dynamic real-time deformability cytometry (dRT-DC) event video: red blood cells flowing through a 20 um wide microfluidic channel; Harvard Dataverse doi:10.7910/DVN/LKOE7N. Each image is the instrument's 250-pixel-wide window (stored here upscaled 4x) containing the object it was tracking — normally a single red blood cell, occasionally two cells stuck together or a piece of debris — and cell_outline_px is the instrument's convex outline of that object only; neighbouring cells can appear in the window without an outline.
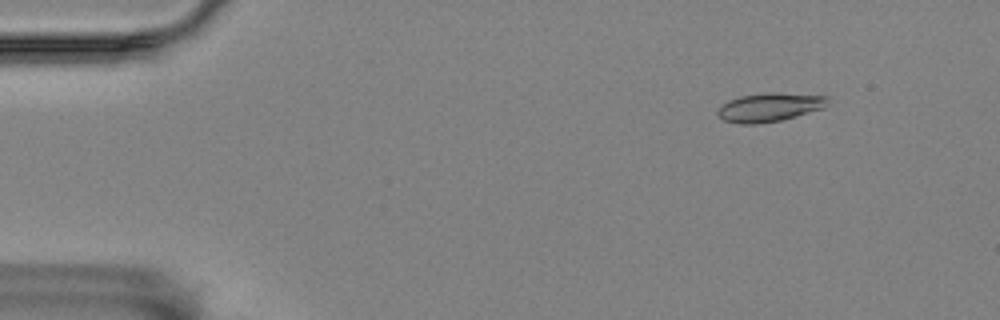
{"species": "Egyptian fruit bat (a non-hibernating species)", "species_latin": "Rousettus aegyptiacus", "temperature_condition": "room temperature", "stored_images_in_passage": 52, "camera_frame_rate_fps": 3000, "um_per_image_px": 0.085, "animal": {"sex": "female"}, "frame": {"image": 1, "passage_image": 2, "time_ms": 0.333, "image_size_px": [1000, 320], "cell_outline_px": [[828, 100], [824, 108], [780, 120], [756, 124], [740, 124], [724, 120], [716, 112], [728, 100], [740, 96], [768, 92], [776, 92], [828, 96]], "centroid_in_image_um": [65.41, 9.1], "position_along_channel_um": 19.6, "area_um2": 18.21}}
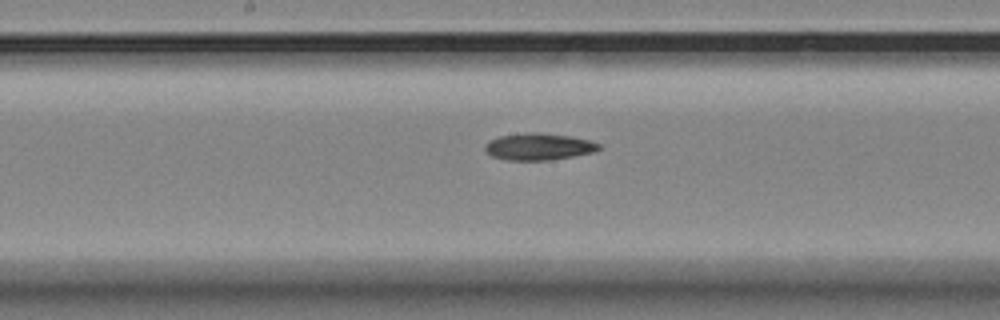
{"frame": {"image": 2, "passage_image": 25, "time_ms": 8.0, "image_size_px": [1000, 320], "cell_outline_px": [[600, 148], [592, 152], [552, 160], [508, 160], [492, 156], [484, 152], [484, 144], [488, 140], [500, 136], [528, 132], [540, 132], [572, 136], [592, 140], [600, 144]], "centroid_in_image_um": [45.76, 12.45], "position_along_channel_um": 202.4, "area_um2": 18.03}}
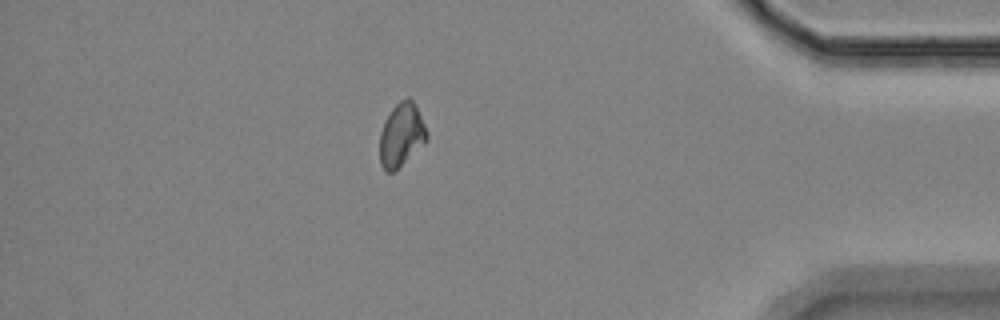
{"frame": {"image": 3, "passage_image": 45, "time_ms": 14.667, "image_size_px": [1000, 320], "cell_outline_px": [[428, 140], [396, 172], [384, 172], [380, 164], [380, 132], [384, 120], [392, 108], [400, 100], [408, 96], [412, 100], [428, 132]], "centroid_in_image_um": [34.11, 11.52], "position_along_channel_um": 401.1, "area_um2": 17.69}, "authors_computed_cell_mechanics": {"area_um2": 17.6579, "velocity_mm_per_s": 3.5191, "shape_relaxation_time_tau1_ms": 7.0685, "shape_relaxation_time_tau2_ms": null, "deformation_change_tau1": 0.1217, "deformation_change_tau2": null}}